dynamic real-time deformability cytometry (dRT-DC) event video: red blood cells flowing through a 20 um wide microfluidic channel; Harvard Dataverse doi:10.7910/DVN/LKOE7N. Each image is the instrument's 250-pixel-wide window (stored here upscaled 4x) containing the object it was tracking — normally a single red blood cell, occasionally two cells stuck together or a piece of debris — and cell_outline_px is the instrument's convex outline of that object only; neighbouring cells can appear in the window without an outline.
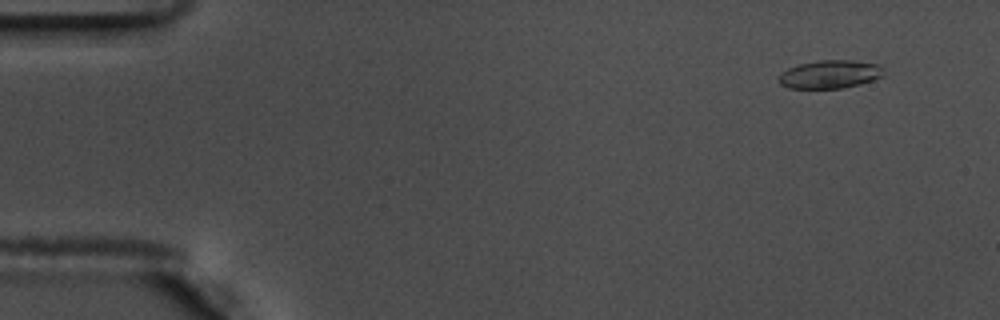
{"species": "common noctule bat (a hibernating species)", "species_latin": "Nyctalus noctula", "temperature_condition": "warm", "stored_images_in_passage": 14, "camera_frame_rate_fps": 3000, "um_per_image_px": 0.085, "animal": {"sex": "male", "body_mass_g": 17.5, "forearm_length_mm": 52.3}, "frame": {"image": 1, "passage_image": 5, "time_ms": 1.333, "image_size_px": [1000, 320], "cell_outline_px": [[884, 76], [860, 84], [840, 88], [788, 88], [780, 84], [776, 80], [776, 76], [780, 72], [788, 68], [800, 64], [820, 60], [848, 60], [880, 64]], "centroid_in_image_um": [70.49, 6.32], "position_along_channel_um": 14.5, "area_um2": 17.34}}